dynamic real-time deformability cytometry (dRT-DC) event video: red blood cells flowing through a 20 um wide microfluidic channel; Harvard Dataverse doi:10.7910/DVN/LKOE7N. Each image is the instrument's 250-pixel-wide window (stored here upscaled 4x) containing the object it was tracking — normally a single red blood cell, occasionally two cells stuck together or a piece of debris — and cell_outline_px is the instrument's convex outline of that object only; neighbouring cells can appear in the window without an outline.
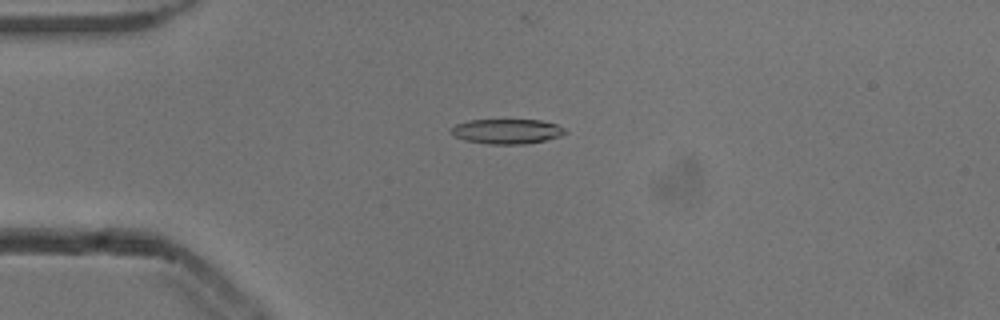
{"species": "common noctule bat (a hibernating species)", "species_latin": "Nyctalus noctula", "temperature_condition": "cold", "stored_images_in_passage": 53, "camera_frame_rate_fps": 3000, "um_per_image_px": 0.085, "animal": {"sex": "male", "body_mass_g": 13.3}, "frame": {"image": 1, "passage_image": 13, "time_ms": 4.0, "image_size_px": [1000, 320], "cell_outline_px": [[568, 132], [560, 136], [544, 140], [524, 144], [488, 144], [464, 140], [456, 136], [452, 132], [452, 128], [456, 124], [468, 120], [540, 120], [556, 124], [564, 128]], "centroid_in_image_um": [43.11, 11.16], "position_along_channel_um": 41.9, "area_um2": 16.36}}
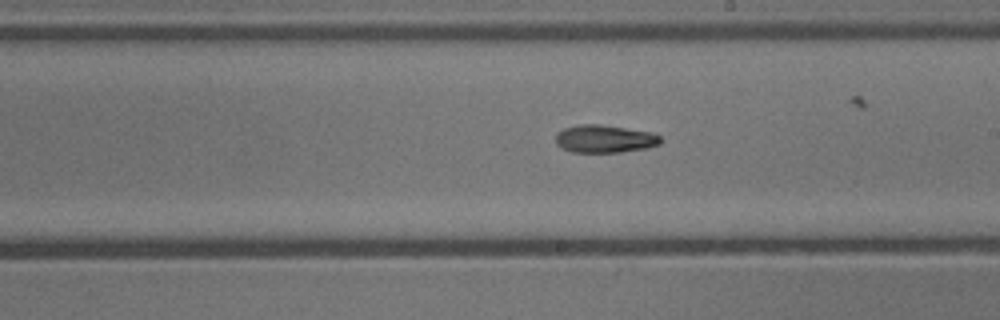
{"frame": {"image": 2, "passage_image": 30, "time_ms": 9.667, "image_size_px": [1000, 320], "cell_outline_px": [[664, 140], [660, 144], [644, 148], [620, 152], [572, 152], [560, 148], [556, 144], [556, 132], [564, 128], [580, 124], [600, 124], [652, 132], [660, 136]], "centroid_in_image_um": [51.38, 11.8], "position_along_channel_um": 237.6, "area_um2": 17.11}}
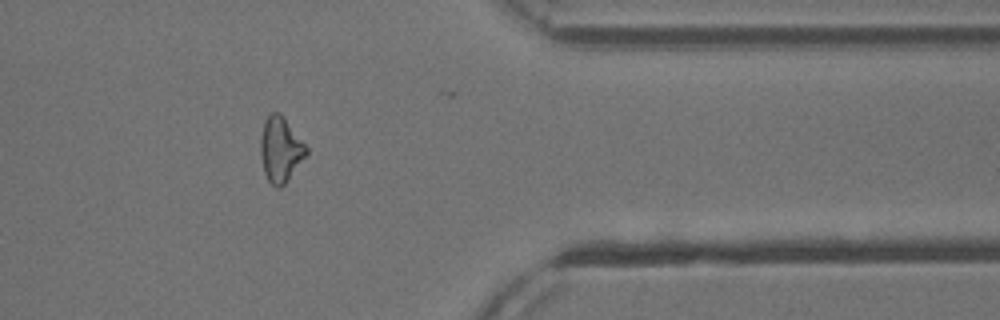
{"frame": {"image": 3, "passage_image": 43, "time_ms": 14.0, "image_size_px": [1000, 320], "cell_outline_px": [[308, 152], [284, 184], [280, 188], [276, 188], [268, 180], [264, 172], [260, 156], [260, 136], [264, 120], [272, 112], [280, 112], [308, 148]], "centroid_in_image_um": [23.81, 12.69], "position_along_channel_um": 387.6, "area_um2": 17.22}, "authors_computed_cell_mechanics": {"area_um2": 17.051, "velocity_mm_per_s": 3.8743, "shape_relaxation_time_tau1_ms": 3.7022, "shape_relaxation_time_tau2_ms": null, "deformation_change_tau1": 0.1666, "deformation_change_tau2": null}}